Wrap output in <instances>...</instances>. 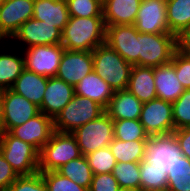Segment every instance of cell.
Listing matches in <instances>:
<instances>
[{
  "label": "cell",
  "mask_w": 190,
  "mask_h": 191,
  "mask_svg": "<svg viewBox=\"0 0 190 191\" xmlns=\"http://www.w3.org/2000/svg\"><path fill=\"white\" fill-rule=\"evenodd\" d=\"M24 66V57L16 53L0 54V90L11 89L16 79L22 73Z\"/></svg>",
  "instance_id": "obj_28"
},
{
  "label": "cell",
  "mask_w": 190,
  "mask_h": 191,
  "mask_svg": "<svg viewBox=\"0 0 190 191\" xmlns=\"http://www.w3.org/2000/svg\"><path fill=\"white\" fill-rule=\"evenodd\" d=\"M64 50L62 44L29 47L24 54L25 69L48 78L55 77Z\"/></svg>",
  "instance_id": "obj_10"
},
{
  "label": "cell",
  "mask_w": 190,
  "mask_h": 191,
  "mask_svg": "<svg viewBox=\"0 0 190 191\" xmlns=\"http://www.w3.org/2000/svg\"><path fill=\"white\" fill-rule=\"evenodd\" d=\"M172 114L175 130L190 127V89L184 90L172 103Z\"/></svg>",
  "instance_id": "obj_36"
},
{
  "label": "cell",
  "mask_w": 190,
  "mask_h": 191,
  "mask_svg": "<svg viewBox=\"0 0 190 191\" xmlns=\"http://www.w3.org/2000/svg\"><path fill=\"white\" fill-rule=\"evenodd\" d=\"M113 120L104 112L98 118L77 128L72 134L82 155L108 147L114 139Z\"/></svg>",
  "instance_id": "obj_7"
},
{
  "label": "cell",
  "mask_w": 190,
  "mask_h": 191,
  "mask_svg": "<svg viewBox=\"0 0 190 191\" xmlns=\"http://www.w3.org/2000/svg\"><path fill=\"white\" fill-rule=\"evenodd\" d=\"M0 152L18 176H28L39 172V151L8 131L0 134Z\"/></svg>",
  "instance_id": "obj_5"
},
{
  "label": "cell",
  "mask_w": 190,
  "mask_h": 191,
  "mask_svg": "<svg viewBox=\"0 0 190 191\" xmlns=\"http://www.w3.org/2000/svg\"><path fill=\"white\" fill-rule=\"evenodd\" d=\"M139 121L149 137L171 134L175 130L172 103L160 98L143 103Z\"/></svg>",
  "instance_id": "obj_9"
},
{
  "label": "cell",
  "mask_w": 190,
  "mask_h": 191,
  "mask_svg": "<svg viewBox=\"0 0 190 191\" xmlns=\"http://www.w3.org/2000/svg\"><path fill=\"white\" fill-rule=\"evenodd\" d=\"M92 71V51L64 50L56 77L75 86Z\"/></svg>",
  "instance_id": "obj_15"
},
{
  "label": "cell",
  "mask_w": 190,
  "mask_h": 191,
  "mask_svg": "<svg viewBox=\"0 0 190 191\" xmlns=\"http://www.w3.org/2000/svg\"><path fill=\"white\" fill-rule=\"evenodd\" d=\"M48 77L23 69L11 88L16 94L21 95L33 104L41 107L46 90Z\"/></svg>",
  "instance_id": "obj_24"
},
{
  "label": "cell",
  "mask_w": 190,
  "mask_h": 191,
  "mask_svg": "<svg viewBox=\"0 0 190 191\" xmlns=\"http://www.w3.org/2000/svg\"><path fill=\"white\" fill-rule=\"evenodd\" d=\"M5 2V0H0V6Z\"/></svg>",
  "instance_id": "obj_46"
},
{
  "label": "cell",
  "mask_w": 190,
  "mask_h": 191,
  "mask_svg": "<svg viewBox=\"0 0 190 191\" xmlns=\"http://www.w3.org/2000/svg\"><path fill=\"white\" fill-rule=\"evenodd\" d=\"M85 157L93 174L112 173L117 163L109 146L91 152L85 155Z\"/></svg>",
  "instance_id": "obj_34"
},
{
  "label": "cell",
  "mask_w": 190,
  "mask_h": 191,
  "mask_svg": "<svg viewBox=\"0 0 190 191\" xmlns=\"http://www.w3.org/2000/svg\"><path fill=\"white\" fill-rule=\"evenodd\" d=\"M139 66L158 67L172 61L175 51L179 48V38L172 33H140Z\"/></svg>",
  "instance_id": "obj_3"
},
{
  "label": "cell",
  "mask_w": 190,
  "mask_h": 191,
  "mask_svg": "<svg viewBox=\"0 0 190 191\" xmlns=\"http://www.w3.org/2000/svg\"><path fill=\"white\" fill-rule=\"evenodd\" d=\"M127 90L135 95L142 103L157 98L154 83V68L132 66Z\"/></svg>",
  "instance_id": "obj_25"
},
{
  "label": "cell",
  "mask_w": 190,
  "mask_h": 191,
  "mask_svg": "<svg viewBox=\"0 0 190 191\" xmlns=\"http://www.w3.org/2000/svg\"><path fill=\"white\" fill-rule=\"evenodd\" d=\"M8 191H48V188L41 172H37L33 175L19 176Z\"/></svg>",
  "instance_id": "obj_38"
},
{
  "label": "cell",
  "mask_w": 190,
  "mask_h": 191,
  "mask_svg": "<svg viewBox=\"0 0 190 191\" xmlns=\"http://www.w3.org/2000/svg\"><path fill=\"white\" fill-rule=\"evenodd\" d=\"M179 143L181 152L190 160V127H184L172 132Z\"/></svg>",
  "instance_id": "obj_42"
},
{
  "label": "cell",
  "mask_w": 190,
  "mask_h": 191,
  "mask_svg": "<svg viewBox=\"0 0 190 191\" xmlns=\"http://www.w3.org/2000/svg\"><path fill=\"white\" fill-rule=\"evenodd\" d=\"M75 94L74 86L55 77L47 80L46 90L39 110L53 120Z\"/></svg>",
  "instance_id": "obj_18"
},
{
  "label": "cell",
  "mask_w": 190,
  "mask_h": 191,
  "mask_svg": "<svg viewBox=\"0 0 190 191\" xmlns=\"http://www.w3.org/2000/svg\"><path fill=\"white\" fill-rule=\"evenodd\" d=\"M105 43L132 66H139V39L134 25L106 26Z\"/></svg>",
  "instance_id": "obj_11"
},
{
  "label": "cell",
  "mask_w": 190,
  "mask_h": 191,
  "mask_svg": "<svg viewBox=\"0 0 190 191\" xmlns=\"http://www.w3.org/2000/svg\"><path fill=\"white\" fill-rule=\"evenodd\" d=\"M119 191H142L141 189L120 188Z\"/></svg>",
  "instance_id": "obj_45"
},
{
  "label": "cell",
  "mask_w": 190,
  "mask_h": 191,
  "mask_svg": "<svg viewBox=\"0 0 190 191\" xmlns=\"http://www.w3.org/2000/svg\"><path fill=\"white\" fill-rule=\"evenodd\" d=\"M112 174L120 188L140 189V162H117Z\"/></svg>",
  "instance_id": "obj_32"
},
{
  "label": "cell",
  "mask_w": 190,
  "mask_h": 191,
  "mask_svg": "<svg viewBox=\"0 0 190 191\" xmlns=\"http://www.w3.org/2000/svg\"><path fill=\"white\" fill-rule=\"evenodd\" d=\"M167 175V191H190V160L187 157H180Z\"/></svg>",
  "instance_id": "obj_31"
},
{
  "label": "cell",
  "mask_w": 190,
  "mask_h": 191,
  "mask_svg": "<svg viewBox=\"0 0 190 191\" xmlns=\"http://www.w3.org/2000/svg\"><path fill=\"white\" fill-rule=\"evenodd\" d=\"M113 130L114 138L121 141L147 140L149 138L139 119L114 120Z\"/></svg>",
  "instance_id": "obj_33"
},
{
  "label": "cell",
  "mask_w": 190,
  "mask_h": 191,
  "mask_svg": "<svg viewBox=\"0 0 190 191\" xmlns=\"http://www.w3.org/2000/svg\"><path fill=\"white\" fill-rule=\"evenodd\" d=\"M12 39L24 42L28 45L27 48L36 45H55L61 44L62 31L32 17L20 26Z\"/></svg>",
  "instance_id": "obj_17"
},
{
  "label": "cell",
  "mask_w": 190,
  "mask_h": 191,
  "mask_svg": "<svg viewBox=\"0 0 190 191\" xmlns=\"http://www.w3.org/2000/svg\"><path fill=\"white\" fill-rule=\"evenodd\" d=\"M93 70L114 91L127 89L132 65L106 43L92 51Z\"/></svg>",
  "instance_id": "obj_2"
},
{
  "label": "cell",
  "mask_w": 190,
  "mask_h": 191,
  "mask_svg": "<svg viewBox=\"0 0 190 191\" xmlns=\"http://www.w3.org/2000/svg\"><path fill=\"white\" fill-rule=\"evenodd\" d=\"M67 8L73 17H103V0H67Z\"/></svg>",
  "instance_id": "obj_35"
},
{
  "label": "cell",
  "mask_w": 190,
  "mask_h": 191,
  "mask_svg": "<svg viewBox=\"0 0 190 191\" xmlns=\"http://www.w3.org/2000/svg\"><path fill=\"white\" fill-rule=\"evenodd\" d=\"M143 103L127 89L114 91L105 113L114 120L139 119Z\"/></svg>",
  "instance_id": "obj_19"
},
{
  "label": "cell",
  "mask_w": 190,
  "mask_h": 191,
  "mask_svg": "<svg viewBox=\"0 0 190 191\" xmlns=\"http://www.w3.org/2000/svg\"><path fill=\"white\" fill-rule=\"evenodd\" d=\"M82 156L72 133L54 131L39 151V172L54 171L63 164Z\"/></svg>",
  "instance_id": "obj_4"
},
{
  "label": "cell",
  "mask_w": 190,
  "mask_h": 191,
  "mask_svg": "<svg viewBox=\"0 0 190 191\" xmlns=\"http://www.w3.org/2000/svg\"><path fill=\"white\" fill-rule=\"evenodd\" d=\"M154 83L157 98L170 103L175 102L185 90L171 62L154 68Z\"/></svg>",
  "instance_id": "obj_21"
},
{
  "label": "cell",
  "mask_w": 190,
  "mask_h": 191,
  "mask_svg": "<svg viewBox=\"0 0 190 191\" xmlns=\"http://www.w3.org/2000/svg\"><path fill=\"white\" fill-rule=\"evenodd\" d=\"M146 141H121L114 138L109 144V149L116 162H141L146 153Z\"/></svg>",
  "instance_id": "obj_27"
},
{
  "label": "cell",
  "mask_w": 190,
  "mask_h": 191,
  "mask_svg": "<svg viewBox=\"0 0 190 191\" xmlns=\"http://www.w3.org/2000/svg\"><path fill=\"white\" fill-rule=\"evenodd\" d=\"M134 26L140 33H170L166 0H141Z\"/></svg>",
  "instance_id": "obj_12"
},
{
  "label": "cell",
  "mask_w": 190,
  "mask_h": 191,
  "mask_svg": "<svg viewBox=\"0 0 190 191\" xmlns=\"http://www.w3.org/2000/svg\"><path fill=\"white\" fill-rule=\"evenodd\" d=\"M144 160L151 167L158 168L167 173L172 170L183 153L173 133L166 135L150 136L146 141Z\"/></svg>",
  "instance_id": "obj_8"
},
{
  "label": "cell",
  "mask_w": 190,
  "mask_h": 191,
  "mask_svg": "<svg viewBox=\"0 0 190 191\" xmlns=\"http://www.w3.org/2000/svg\"><path fill=\"white\" fill-rule=\"evenodd\" d=\"M166 171L151 167L144 159L140 162V189L142 191H167Z\"/></svg>",
  "instance_id": "obj_30"
},
{
  "label": "cell",
  "mask_w": 190,
  "mask_h": 191,
  "mask_svg": "<svg viewBox=\"0 0 190 191\" xmlns=\"http://www.w3.org/2000/svg\"><path fill=\"white\" fill-rule=\"evenodd\" d=\"M4 132V116H3V104H2V90H0V134Z\"/></svg>",
  "instance_id": "obj_44"
},
{
  "label": "cell",
  "mask_w": 190,
  "mask_h": 191,
  "mask_svg": "<svg viewBox=\"0 0 190 191\" xmlns=\"http://www.w3.org/2000/svg\"><path fill=\"white\" fill-rule=\"evenodd\" d=\"M171 63L174 65L178 80L184 89H190V56L178 48Z\"/></svg>",
  "instance_id": "obj_39"
},
{
  "label": "cell",
  "mask_w": 190,
  "mask_h": 191,
  "mask_svg": "<svg viewBox=\"0 0 190 191\" xmlns=\"http://www.w3.org/2000/svg\"><path fill=\"white\" fill-rule=\"evenodd\" d=\"M48 191H88L87 188L78 185L57 170L41 172Z\"/></svg>",
  "instance_id": "obj_37"
},
{
  "label": "cell",
  "mask_w": 190,
  "mask_h": 191,
  "mask_svg": "<svg viewBox=\"0 0 190 191\" xmlns=\"http://www.w3.org/2000/svg\"><path fill=\"white\" fill-rule=\"evenodd\" d=\"M33 18L63 31L70 18L67 0H34Z\"/></svg>",
  "instance_id": "obj_22"
},
{
  "label": "cell",
  "mask_w": 190,
  "mask_h": 191,
  "mask_svg": "<svg viewBox=\"0 0 190 191\" xmlns=\"http://www.w3.org/2000/svg\"><path fill=\"white\" fill-rule=\"evenodd\" d=\"M54 131L53 119L40 111L24 124L12 128L9 133L40 151Z\"/></svg>",
  "instance_id": "obj_16"
},
{
  "label": "cell",
  "mask_w": 190,
  "mask_h": 191,
  "mask_svg": "<svg viewBox=\"0 0 190 191\" xmlns=\"http://www.w3.org/2000/svg\"><path fill=\"white\" fill-rule=\"evenodd\" d=\"M57 171L78 185L89 189L93 172L84 155L63 164Z\"/></svg>",
  "instance_id": "obj_29"
},
{
  "label": "cell",
  "mask_w": 190,
  "mask_h": 191,
  "mask_svg": "<svg viewBox=\"0 0 190 191\" xmlns=\"http://www.w3.org/2000/svg\"><path fill=\"white\" fill-rule=\"evenodd\" d=\"M2 104L4 131L8 132L12 128L24 124L40 112L38 106L11 89L2 90Z\"/></svg>",
  "instance_id": "obj_13"
},
{
  "label": "cell",
  "mask_w": 190,
  "mask_h": 191,
  "mask_svg": "<svg viewBox=\"0 0 190 191\" xmlns=\"http://www.w3.org/2000/svg\"><path fill=\"white\" fill-rule=\"evenodd\" d=\"M105 109L84 96L74 94L70 102L60 111L54 121V130L72 133L89 121L98 118Z\"/></svg>",
  "instance_id": "obj_6"
},
{
  "label": "cell",
  "mask_w": 190,
  "mask_h": 191,
  "mask_svg": "<svg viewBox=\"0 0 190 191\" xmlns=\"http://www.w3.org/2000/svg\"><path fill=\"white\" fill-rule=\"evenodd\" d=\"M179 48L190 56V30L179 38Z\"/></svg>",
  "instance_id": "obj_43"
},
{
  "label": "cell",
  "mask_w": 190,
  "mask_h": 191,
  "mask_svg": "<svg viewBox=\"0 0 190 191\" xmlns=\"http://www.w3.org/2000/svg\"><path fill=\"white\" fill-rule=\"evenodd\" d=\"M120 187L112 173L93 174L88 191H119Z\"/></svg>",
  "instance_id": "obj_40"
},
{
  "label": "cell",
  "mask_w": 190,
  "mask_h": 191,
  "mask_svg": "<svg viewBox=\"0 0 190 191\" xmlns=\"http://www.w3.org/2000/svg\"><path fill=\"white\" fill-rule=\"evenodd\" d=\"M106 26L103 17H73L62 31L65 50L93 51L105 43Z\"/></svg>",
  "instance_id": "obj_1"
},
{
  "label": "cell",
  "mask_w": 190,
  "mask_h": 191,
  "mask_svg": "<svg viewBox=\"0 0 190 191\" xmlns=\"http://www.w3.org/2000/svg\"><path fill=\"white\" fill-rule=\"evenodd\" d=\"M19 176L13 170L12 166L6 161L0 152V191H8L10 185Z\"/></svg>",
  "instance_id": "obj_41"
},
{
  "label": "cell",
  "mask_w": 190,
  "mask_h": 191,
  "mask_svg": "<svg viewBox=\"0 0 190 191\" xmlns=\"http://www.w3.org/2000/svg\"><path fill=\"white\" fill-rule=\"evenodd\" d=\"M141 0H103L105 26L134 25Z\"/></svg>",
  "instance_id": "obj_20"
},
{
  "label": "cell",
  "mask_w": 190,
  "mask_h": 191,
  "mask_svg": "<svg viewBox=\"0 0 190 191\" xmlns=\"http://www.w3.org/2000/svg\"><path fill=\"white\" fill-rule=\"evenodd\" d=\"M75 94L95 101L104 109L113 97L114 90L94 70L74 86Z\"/></svg>",
  "instance_id": "obj_23"
},
{
  "label": "cell",
  "mask_w": 190,
  "mask_h": 191,
  "mask_svg": "<svg viewBox=\"0 0 190 191\" xmlns=\"http://www.w3.org/2000/svg\"><path fill=\"white\" fill-rule=\"evenodd\" d=\"M34 0H5L0 6V37L12 38L33 17Z\"/></svg>",
  "instance_id": "obj_14"
},
{
  "label": "cell",
  "mask_w": 190,
  "mask_h": 191,
  "mask_svg": "<svg viewBox=\"0 0 190 191\" xmlns=\"http://www.w3.org/2000/svg\"><path fill=\"white\" fill-rule=\"evenodd\" d=\"M170 33L180 38L190 30V0H166Z\"/></svg>",
  "instance_id": "obj_26"
}]
</instances>
